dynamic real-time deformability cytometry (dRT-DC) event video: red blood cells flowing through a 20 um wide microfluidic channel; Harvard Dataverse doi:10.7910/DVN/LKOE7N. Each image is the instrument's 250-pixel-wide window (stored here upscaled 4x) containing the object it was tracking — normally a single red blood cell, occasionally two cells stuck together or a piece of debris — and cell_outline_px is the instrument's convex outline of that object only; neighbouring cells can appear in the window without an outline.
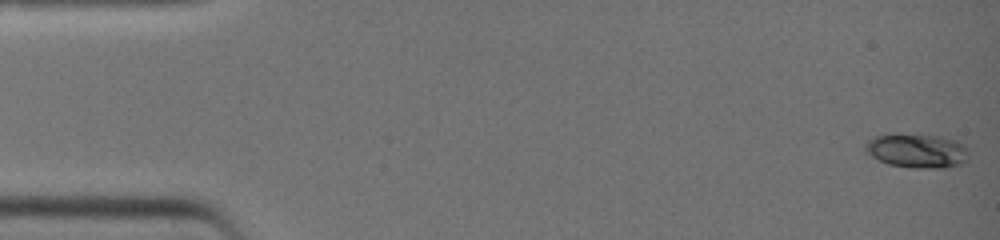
{"species": "common noctule bat (a hibernating species)", "species_latin": "Nyctalus noctula", "temperature_condition": "warm", "stored_images_in_passage": 40, "camera_frame_rate_fps": 3000, "um_per_image_px": 0.085, "animal": {"sex": "female", "body_mass_g": 19.0, "forearm_length_mm": 51.5}, "frame": {"image": 1, "passage_image": 1, "time_ms": 0.0, "image_size_px": [1000, 240], "cell_outline_px": [[964, 160], [960, 164], [944, 168], [912, 168], [888, 164], [872, 156], [864, 148], [864, 144], [868, 140], [876, 136], [944, 136], [956, 140], [964, 144]], "centroid_in_image_um": [77.93, 12.84], "position_along_channel_um": 7.1, "area_um2": 19.71}}
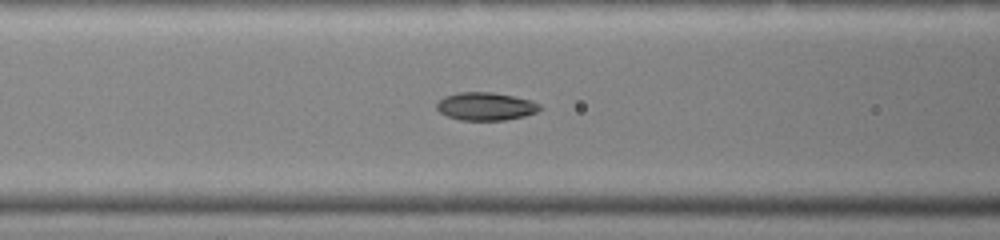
{"frame": {"image": 2, "passage_image": 17, "time_ms": 5.333, "image_size_px": [1000, 240], "cell_outline_px": [[544, 108], [536, 112], [524, 116], [504, 120], [460, 120], [448, 116], [440, 112], [436, 108], [436, 104], [444, 96], [460, 92], [492, 92], [532, 100], [540, 104]], "centroid_in_image_um": [41.3, 9.04], "position_along_channel_um": 125.3, "area_um2": 16.82}}
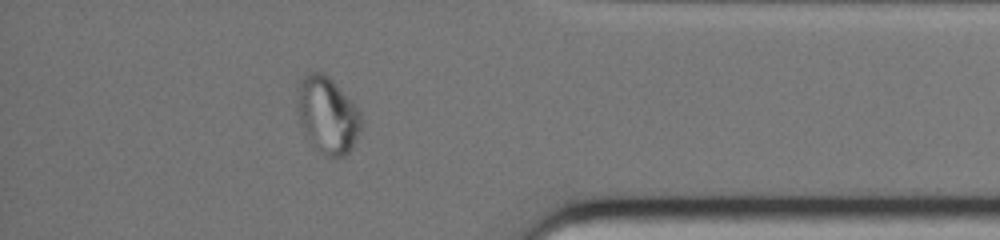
{"frame": {"image": 3, "passage_image": 35, "time_ms": 11.333, "image_size_px": [1000, 240], "cell_outline_px": [[364, 120], [360, 132], [352, 148], [344, 156], [332, 160], [324, 156], [300, 120], [296, 96], [296, 84], [308, 72], [324, 72], [332, 80], [360, 112]], "centroid_in_image_um": [27.87, 9.76], "position_along_channel_um": 407.3, "area_um2": 28.15}}